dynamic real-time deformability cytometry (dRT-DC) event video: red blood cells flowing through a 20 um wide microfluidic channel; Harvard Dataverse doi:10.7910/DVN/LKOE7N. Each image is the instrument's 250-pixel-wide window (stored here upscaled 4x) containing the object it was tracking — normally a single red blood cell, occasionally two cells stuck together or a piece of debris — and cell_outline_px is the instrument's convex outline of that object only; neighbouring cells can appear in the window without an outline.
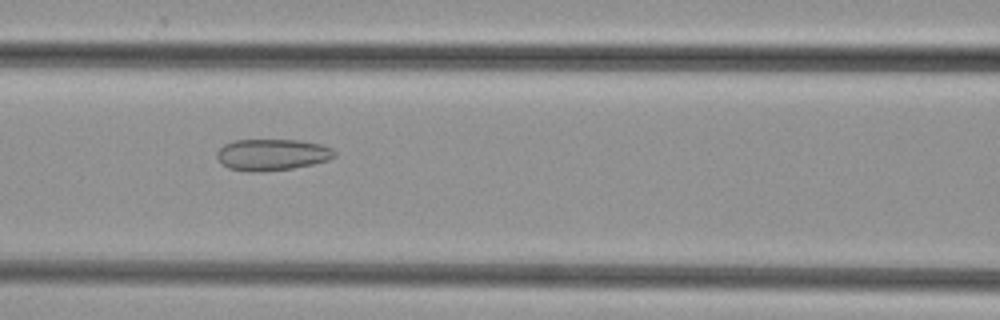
{"species": "common noctule bat (a hibernating species)", "species_latin": "Nyctalus noctula", "temperature_condition": "cold", "stored_images_in_passage": 49, "camera_frame_rate_fps": 3000, "um_per_image_px": 0.085, "animal": {"sex": "female", "body_mass_g": 29.2, "forearm_length_mm": 56.3}, "frame": {"image": 1, "passage_image": 21, "time_ms": 6.667, "image_size_px": [1000, 320], "cell_outline_px": [[336, 156], [328, 160], [312, 164], [292, 168], [260, 172], [252, 172], [228, 168], [220, 164], [216, 156], [216, 152], [224, 144], [236, 140], [300, 140], [320, 144], [332, 148], [336, 152]], "centroid_in_image_um": [23.11, 13.15], "position_along_channel_um": 143.5, "area_um2": 21.68}}
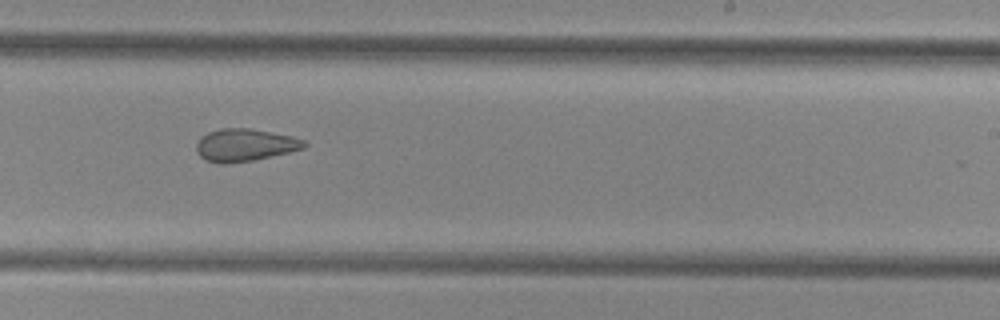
{"frame": {"image": 2, "passage_image": 30, "time_ms": 9.667, "image_size_px": [1000, 320], "cell_outline_px": [[308, 144], [304, 148], [288, 152], [252, 160], [220, 164], [204, 160], [196, 152], [196, 144], [200, 136], [208, 132], [220, 128], [248, 128], [292, 136], [304, 140]], "centroid_in_image_um": [20.77, 12.32], "position_along_channel_um": 268.2, "area_um2": 20.35}}
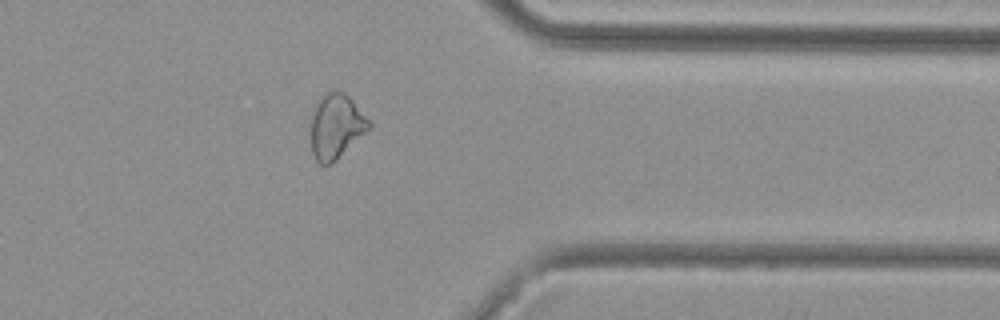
{"frame": {"image": 3, "passage_image": 39, "time_ms": 12.667, "image_size_px": [1000, 320], "cell_outline_px": [[372, 128], [332, 164], [320, 164], [316, 160], [312, 152], [312, 116], [316, 104], [328, 92], [344, 92], [352, 100], [372, 124]], "centroid_in_image_um": [28.61, 10.78], "position_along_channel_um": 382.8, "area_um2": 21.56}}